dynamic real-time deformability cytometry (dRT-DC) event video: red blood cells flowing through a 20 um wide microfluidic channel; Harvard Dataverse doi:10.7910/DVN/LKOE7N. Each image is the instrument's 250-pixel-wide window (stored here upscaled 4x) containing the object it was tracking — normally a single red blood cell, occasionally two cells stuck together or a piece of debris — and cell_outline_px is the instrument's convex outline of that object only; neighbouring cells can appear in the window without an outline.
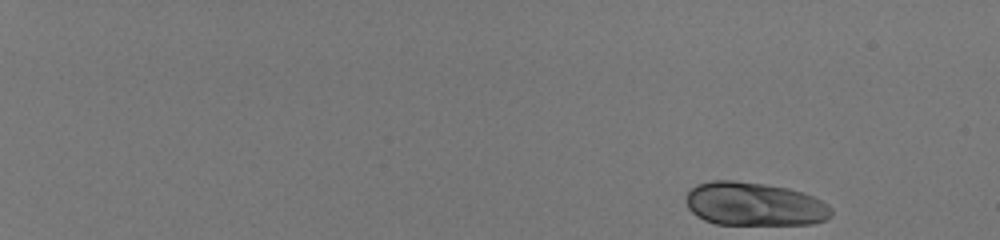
{"species": "human", "species_latin": "Homo sapiens", "temperature_condition": "room temperature", "stored_images_in_passage": 51, "camera_frame_rate_fps": 3000, "um_per_image_px": 0.085, "donor": {"sex": "male"}, "frame": {"image": 1, "passage_image": 1, "time_ms": 0.0, "image_size_px": [1000, 240], "cell_outline_px": [[832, 216], [824, 220], [812, 224], [716, 224], [704, 220], [696, 216], [688, 208], [684, 200], [688, 192], [696, 184], [712, 180], [732, 180], [764, 184], [788, 188], [804, 192], [828, 204], [832, 208]], "centroid_in_image_um": [64.1, 17.35], "position_along_channel_um": 20.9, "area_um2": 37.05}}
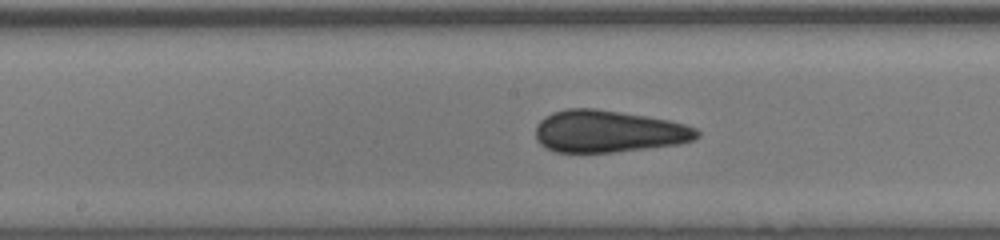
{"frame": {"image": 2, "passage_image": 30, "time_ms": 9.667, "image_size_px": [1000, 240], "cell_outline_px": [[700, 136], [696, 140], [680, 144], [612, 152], [556, 152], [540, 144], [536, 140], [536, 124], [544, 116], [552, 112], [568, 108], [596, 108], [668, 120], [684, 124], [696, 128], [700, 132]], "centroid_in_image_um": [51.71, 11.16], "position_along_channel_um": 196.5, "area_um2": 39.65}}
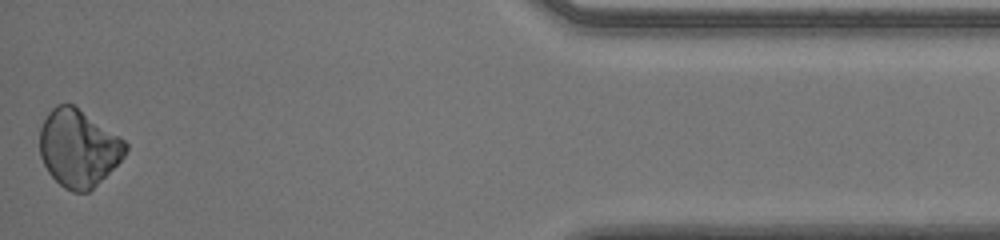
{"frame": {"image": 3, "passage_image": 51, "time_ms": 16.667, "image_size_px": [1000, 240], "cell_outline_px": [[128, 148], [124, 156], [88, 192], [72, 192], [64, 188], [48, 172], [40, 156], [40, 128], [48, 112], [56, 104], [72, 104], [120, 136], [128, 144]], "centroid_in_image_um": [6.65, 12.58], "position_along_channel_um": 428.6, "area_um2": 38.21}, "authors_computed_cell_mechanics": {"area_um2": 38.6104, "velocity_mm_per_s": 4.0087, "shape_relaxation_time_tau1_ms": null, "shape_relaxation_time_tau2_ms": 1.2682, "deformation_change_tau1": null, "deformation_change_tau2": 0.0542}}